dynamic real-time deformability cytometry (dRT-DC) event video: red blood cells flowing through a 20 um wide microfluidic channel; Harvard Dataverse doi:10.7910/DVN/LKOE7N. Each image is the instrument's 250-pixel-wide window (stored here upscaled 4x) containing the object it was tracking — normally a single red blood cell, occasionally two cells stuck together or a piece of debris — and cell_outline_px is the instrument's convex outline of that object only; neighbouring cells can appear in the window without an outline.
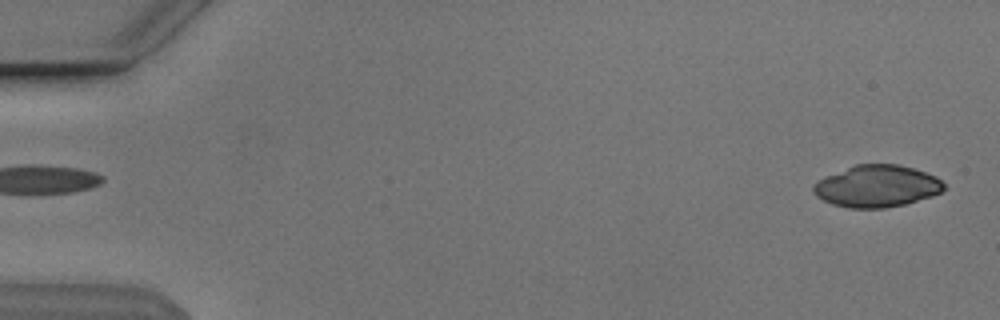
{"species": "Egyptian fruit bat (a non-hibernating species)", "species_latin": "Rousettus aegyptiacus", "temperature_condition": "cold", "stored_images_in_passage": 52, "camera_frame_rate_fps": 3000, "um_per_image_px": 0.085, "animal": {"sex": "male"}, "frame": {"image": 1, "passage_image": 1, "time_ms": 0.0, "image_size_px": [1000, 320], "cell_outline_px": [[944, 188], [940, 192], [932, 196], [904, 204], [884, 208], [848, 208], [832, 204], [816, 196], [812, 192], [812, 184], [816, 180], [856, 164], [900, 164], [936, 176], [944, 184]], "centroid_in_image_um": [74.49, 15.82], "position_along_channel_um": 10.5, "area_um2": 31.85}}